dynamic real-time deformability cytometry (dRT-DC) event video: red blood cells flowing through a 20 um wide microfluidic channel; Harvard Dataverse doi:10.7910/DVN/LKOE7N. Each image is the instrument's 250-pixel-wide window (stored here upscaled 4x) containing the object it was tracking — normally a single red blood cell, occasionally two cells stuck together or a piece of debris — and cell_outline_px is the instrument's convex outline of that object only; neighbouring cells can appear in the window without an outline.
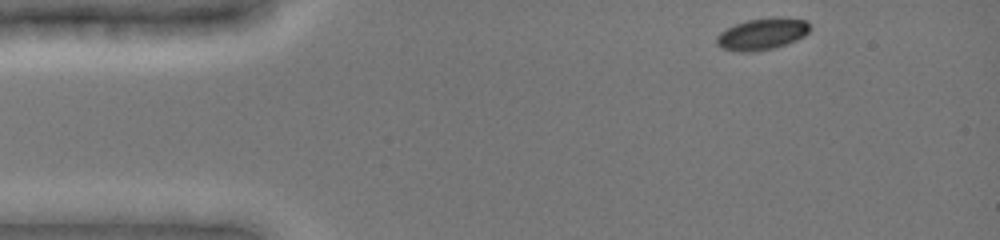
{"species": "common noctule bat (a hibernating species)", "species_latin": "Nyctalus noctula", "temperature_condition": "cold", "stored_images_in_passage": 42, "camera_frame_rate_fps": 3000, "um_per_image_px": 0.085, "animal": {"sex": "female", "body_mass_g": 19.0, "forearm_length_mm": 51.5}, "frame": {"image": 1, "passage_image": 1, "time_ms": 0.0, "image_size_px": [1000, 240], "cell_outline_px": [[812, 28], [804, 36], [796, 40], [772, 48], [752, 52], [740, 52], [720, 48], [716, 44], [716, 36], [720, 32], [736, 24], [748, 20], [772, 16], [780, 16], [808, 20]], "centroid_in_image_um": [64.81, 2.87], "position_along_channel_um": 20.2, "area_um2": 17.46}}
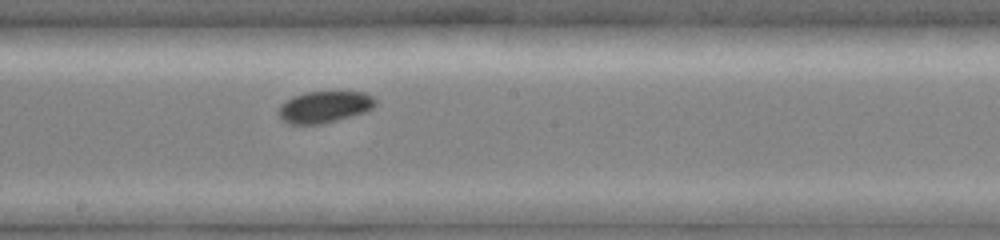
{"frame": {"image": 2, "passage_image": 22, "time_ms": 7.0, "image_size_px": [1000, 240], "cell_outline_px": [[376, 104], [372, 108], [364, 112], [336, 120], [320, 124], [288, 124], [280, 120], [276, 112], [280, 104], [284, 100], [292, 96], [304, 92], [364, 92], [372, 96], [376, 100]], "centroid_in_image_um": [27.49, 9.09], "position_along_channel_um": 220.7, "area_um2": 18.03}}
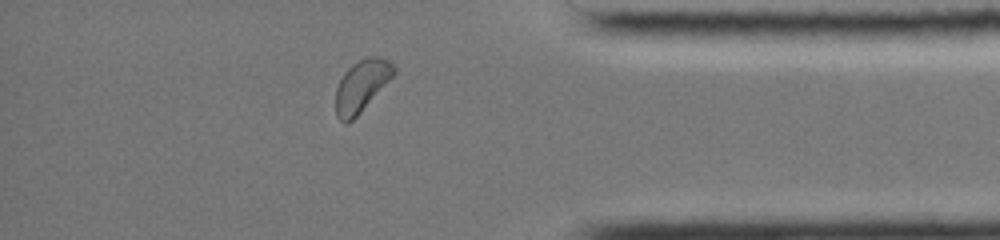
{"frame": {"image": 3, "passage_image": 37, "time_ms": 12.0, "image_size_px": [1000, 240], "cell_outline_px": [[396, 72], [360, 112], [348, 124], [344, 124], [336, 116], [336, 88], [344, 72], [352, 64], [364, 56], [380, 56], [388, 60], [396, 68]], "centroid_in_image_um": [30.71, 7.27], "position_along_channel_um": 404.5, "area_um2": 17.4}, "authors_computed_cell_mechanics": {"area_um2": 17.4267, "velocity_mm_per_s": 3.8888, "shape_relaxation_time_tau1_ms": 6.2012, "shape_relaxation_time_tau2_ms": null, "deformation_change_tau1": 0.1177, "deformation_change_tau2": null}}